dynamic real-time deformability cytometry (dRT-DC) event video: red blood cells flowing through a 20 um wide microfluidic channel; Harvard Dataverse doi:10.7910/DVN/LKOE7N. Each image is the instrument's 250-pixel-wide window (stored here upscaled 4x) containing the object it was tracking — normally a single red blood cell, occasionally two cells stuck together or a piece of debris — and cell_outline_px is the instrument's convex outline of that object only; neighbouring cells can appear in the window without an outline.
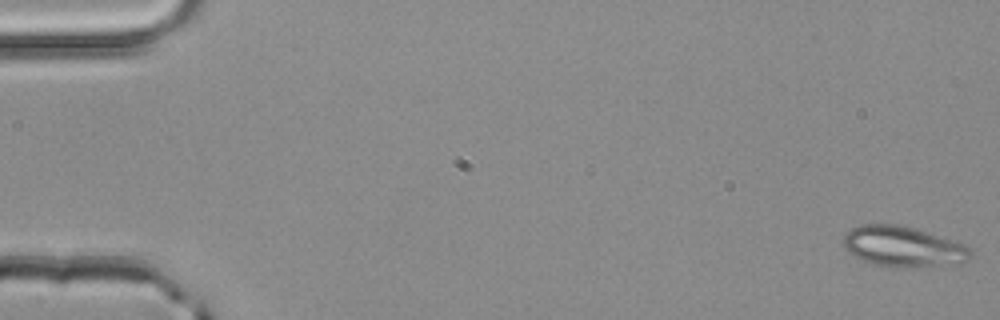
{"species": "common noctule bat (a hibernating species)", "species_latin": "Nyctalus noctula", "temperature_condition": "room temperature", "stored_images_in_passage": 3, "camera_frame_rate_fps": 3000, "um_per_image_px": 0.085, "animal": {"sex": "male", "body_mass_g": 20.4}, "frame": {"image": 1, "passage_image": 1, "time_ms": 0.0, "image_size_px": [1000, 320], "cell_outline_px": [[972, 256], [964, 264], [900, 268], [896, 268], [876, 264], [864, 260], [848, 252], [844, 248], [844, 236], [852, 228], [860, 224], [896, 224], [912, 228], [964, 244], [972, 248]], "centroid_in_image_um": [76.81, 20.98], "position_along_channel_um": 8.2, "area_um2": 30.0}}